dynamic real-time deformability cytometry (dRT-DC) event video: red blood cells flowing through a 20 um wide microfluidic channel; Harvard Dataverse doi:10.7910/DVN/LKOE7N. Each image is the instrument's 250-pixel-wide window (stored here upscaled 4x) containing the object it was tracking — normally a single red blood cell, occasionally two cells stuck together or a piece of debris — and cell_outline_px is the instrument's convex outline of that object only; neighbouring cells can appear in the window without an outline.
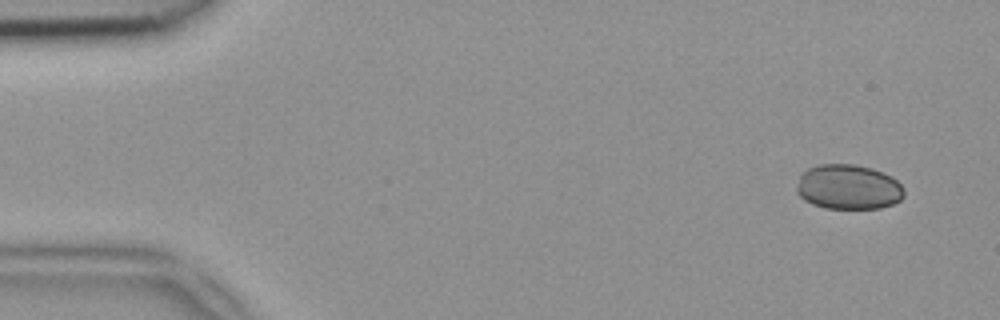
{"species": "common noctule bat (a hibernating species)", "species_latin": "Nyctalus noctula", "temperature_condition": "room temperature", "stored_images_in_passage": 47, "camera_frame_rate_fps": 3000, "um_per_image_px": 0.085, "animal": {"sex": "female", "body_mass_g": 18.4}, "frame": {"image": 1, "passage_image": 1, "time_ms": 0.0, "image_size_px": [1000, 320], "cell_outline_px": [[904, 196], [900, 200], [892, 204], [880, 208], [824, 208], [812, 204], [804, 200], [796, 192], [796, 188], [800, 176], [808, 168], [820, 164], [852, 164], [872, 168], [892, 176], [904, 188]], "centroid_in_image_um": [72.11, 15.9], "position_along_channel_um": 12.9, "area_um2": 28.15}}
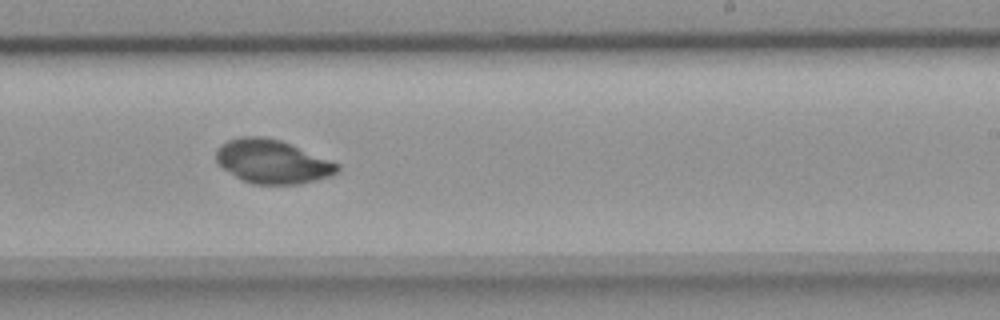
{"frame": {"image": 2, "passage_image": 28, "time_ms": 9.0, "image_size_px": [1000, 320], "cell_outline_px": [[340, 168], [332, 176], [300, 184], [252, 184], [240, 180], [224, 168], [216, 160], [216, 152], [228, 140], [240, 136], [264, 136], [280, 140], [332, 160], [340, 164]], "centroid_in_image_um": [23.19, 13.74], "position_along_channel_um": 265.8, "area_um2": 30.87}}
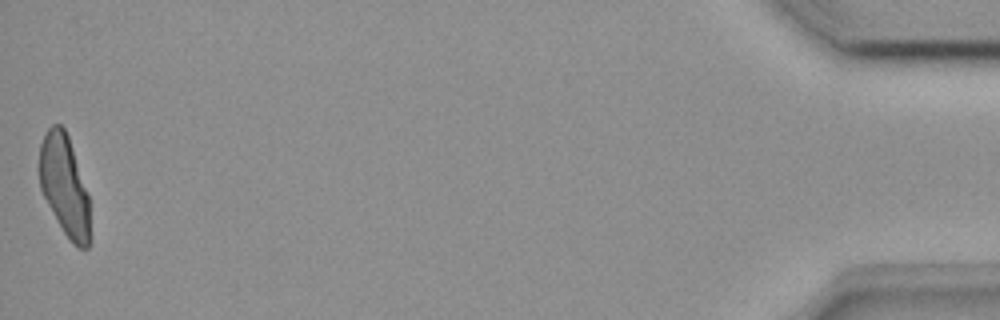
{"frame": {"image": 3, "passage_image": 47, "time_ms": 15.333, "image_size_px": [1000, 320], "cell_outline_px": [[88, 248], [76, 248], [72, 244], [64, 232], [48, 204], [40, 188], [40, 144], [48, 128], [52, 124], [60, 124], [64, 128], [68, 136], [88, 196]], "centroid_in_image_um": [5.46, 15.76], "position_along_channel_um": 429.7, "area_um2": 28.78}}